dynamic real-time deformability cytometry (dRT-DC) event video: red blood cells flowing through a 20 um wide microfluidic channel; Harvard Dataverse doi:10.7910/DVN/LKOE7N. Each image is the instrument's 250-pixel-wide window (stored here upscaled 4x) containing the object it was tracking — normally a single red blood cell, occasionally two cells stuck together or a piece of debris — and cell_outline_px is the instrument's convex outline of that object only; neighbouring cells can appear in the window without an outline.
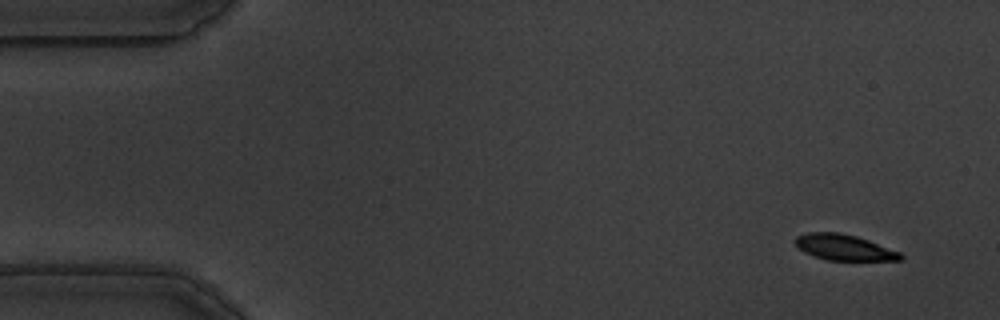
{"species": "common noctule bat (a hibernating species)", "species_latin": "Nyctalus noctula", "temperature_condition": "warm", "stored_images_in_passage": 56, "camera_frame_rate_fps": 3000, "um_per_image_px": 0.085, "animal": {"sex": "male", "body_mass_g": 19.5, "forearm_length_mm": 54.6}, "frame": {"image": 1, "passage_image": 2, "time_ms": 0.333, "image_size_px": [1000, 320], "cell_outline_px": [[904, 260], [828, 260], [804, 252], [792, 240], [796, 236], [808, 232], [840, 232], [856, 236], [868, 240], [900, 252], [904, 256]], "centroid_in_image_um": [71.75, 21.02], "position_along_channel_um": 13.3, "area_um2": 15.78}}
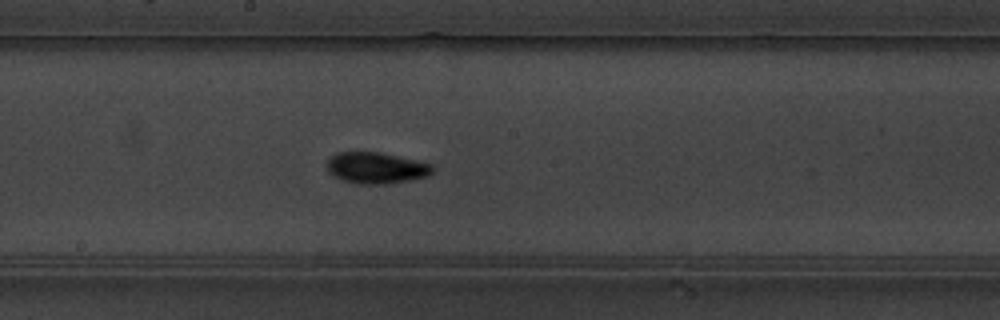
{"frame": {"image": 2, "passage_image": 29, "time_ms": 9.333, "image_size_px": [1000, 320], "cell_outline_px": [[432, 172], [428, 176], [408, 180], [384, 184], [356, 184], [332, 176], [328, 168], [328, 160], [336, 152], [380, 152], [432, 164]], "centroid_in_image_um": [31.96, 14.27], "position_along_channel_um": 216.2, "area_um2": 19.02}}
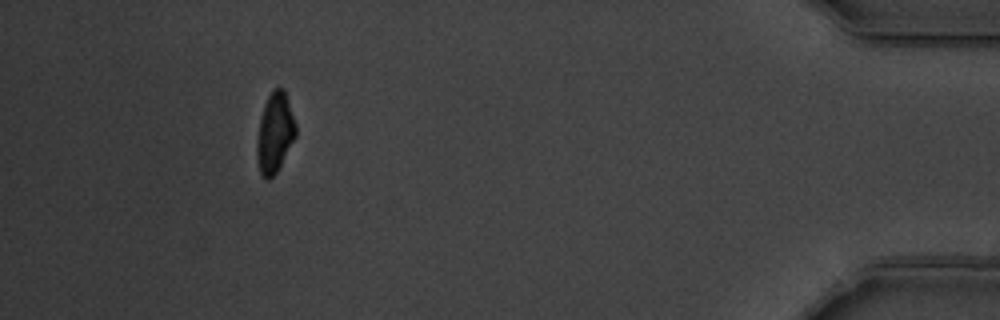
{"frame": {"image": 3, "passage_image": 51, "time_ms": 16.667, "image_size_px": [1000, 320], "cell_outline_px": [[296, 136], [276, 172], [268, 180], [260, 172], [256, 156], [256, 144], [260, 120], [264, 104], [272, 88], [284, 88], [296, 124]], "centroid_in_image_um": [23.36, 11.25], "position_along_channel_um": 411.8, "area_um2": 17.92}, "authors_computed_cell_mechanics": {"area_um2": 18.1492, "velocity_mm_per_s": 3.5169, "shape_relaxation_time_tau1_ms": 4.4158, "shape_relaxation_time_tau2_ms": 2.78, "deformation_change_tau1": 0.1894, "deformation_change_tau2": 0.0747}}